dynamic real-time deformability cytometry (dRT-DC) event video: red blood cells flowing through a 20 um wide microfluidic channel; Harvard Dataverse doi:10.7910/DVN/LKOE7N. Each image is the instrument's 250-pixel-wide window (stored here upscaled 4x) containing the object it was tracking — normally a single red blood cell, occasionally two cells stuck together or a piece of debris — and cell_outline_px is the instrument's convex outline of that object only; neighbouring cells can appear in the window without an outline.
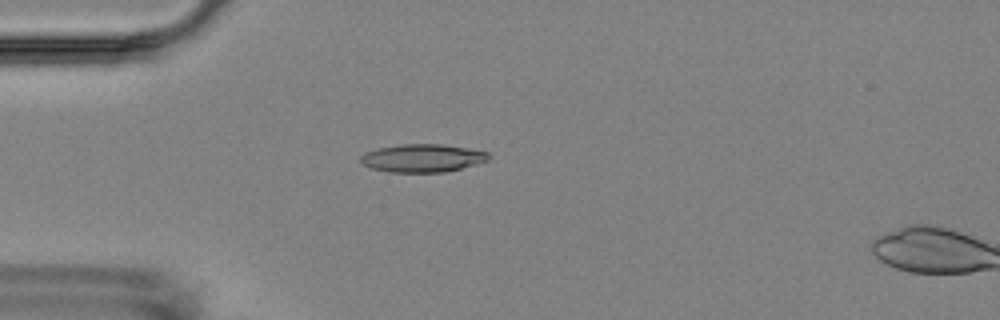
{"species": "Egyptian fruit bat (a non-hibernating species)", "species_latin": "Rousettus aegyptiacus", "temperature_condition": "room temperature", "stored_images_in_passage": 4, "camera_frame_rate_fps": 3000, "um_per_image_px": 0.085, "animal": {"sex": "female"}, "frame": {"image": 1, "passage_image": 3, "time_ms": 2.333, "image_size_px": [1000, 320], "cell_outline_px": [[492, 156], [488, 160], [460, 168], [444, 172], [388, 172], [372, 168], [364, 164], [360, 160], [360, 156], [364, 152], [380, 148], [404, 144], [440, 144], [468, 148], [488, 152]], "centroid_in_image_um": [35.91, 13.43], "position_along_channel_um": 49.1, "area_um2": 20.69}}